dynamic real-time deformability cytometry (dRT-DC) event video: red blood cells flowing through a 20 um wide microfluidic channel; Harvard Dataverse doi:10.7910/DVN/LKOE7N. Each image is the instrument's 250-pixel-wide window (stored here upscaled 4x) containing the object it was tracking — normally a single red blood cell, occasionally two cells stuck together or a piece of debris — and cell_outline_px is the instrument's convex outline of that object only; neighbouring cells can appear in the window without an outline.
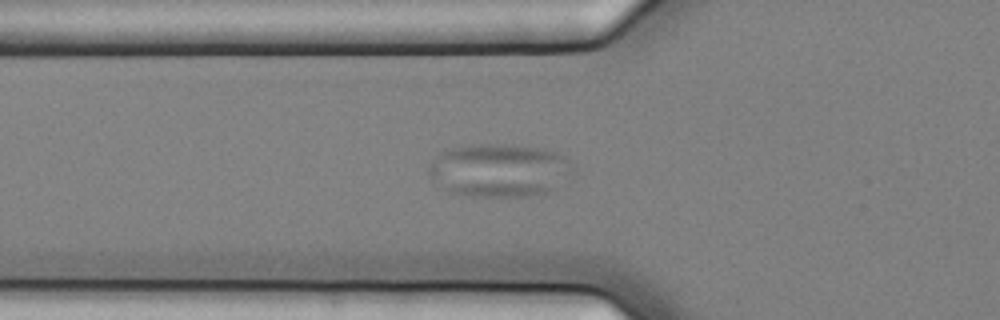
{"species": "common noctule bat (a hibernating species)", "species_latin": "Nyctalus noctula", "temperature_condition": "cold", "stored_images_in_passage": 49, "camera_frame_rate_fps": 3000, "um_per_image_px": 0.085, "animal": {"sex": "female", "body_mass_g": 25.1}, "frame": {"image": 1, "passage_image": 13, "time_ms": 4.0, "image_size_px": [1000, 320], "cell_outline_px": [[572, 172], [544, 196], [472, 196], [448, 192], [432, 180], [428, 172], [428, 164], [440, 152], [448, 148], [480, 144], [508, 144], [548, 148], [568, 156]], "centroid_in_image_um": [42.43, 14.46], "position_along_channel_um": 83.4, "area_um2": 45.26}}
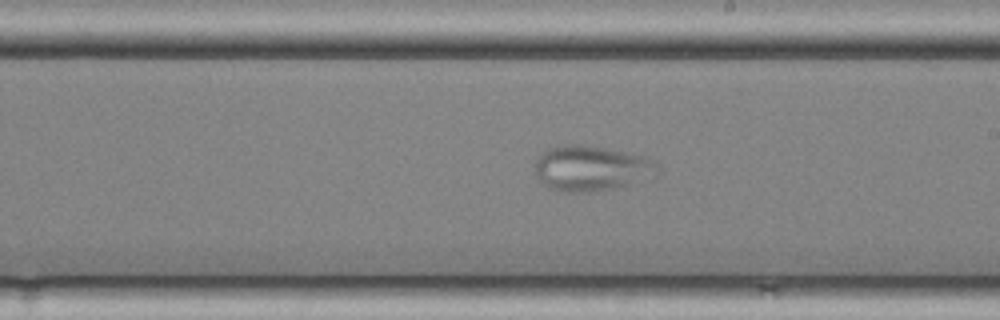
{"frame": {"image": 2, "passage_image": 26, "time_ms": 8.333, "image_size_px": [1000, 320], "cell_outline_px": [[660, 172], [656, 176], [612, 188], [588, 192], [568, 192], [548, 188], [536, 176], [536, 160], [548, 148], [572, 144], [580, 144], [604, 148], [648, 156], [660, 168]], "centroid_in_image_um": [50.29, 14.3], "position_along_channel_um": 238.7, "area_um2": 32.14}}
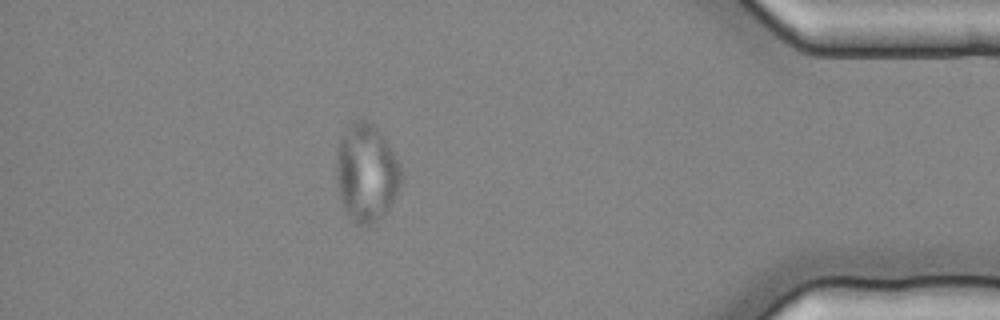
{"frame": {"image": 3, "passage_image": 43, "time_ms": 14.0, "image_size_px": [1000, 320], "cell_outline_px": [[400, 184], [388, 208], [376, 220], [368, 224], [356, 224], [344, 212], [340, 200], [336, 176], [336, 156], [340, 136], [352, 120], [356, 116], [368, 120], [380, 132], [388, 144], [400, 164]], "centroid_in_image_um": [31.08, 14.62], "position_along_channel_um": 404.1, "area_um2": 36.88}}